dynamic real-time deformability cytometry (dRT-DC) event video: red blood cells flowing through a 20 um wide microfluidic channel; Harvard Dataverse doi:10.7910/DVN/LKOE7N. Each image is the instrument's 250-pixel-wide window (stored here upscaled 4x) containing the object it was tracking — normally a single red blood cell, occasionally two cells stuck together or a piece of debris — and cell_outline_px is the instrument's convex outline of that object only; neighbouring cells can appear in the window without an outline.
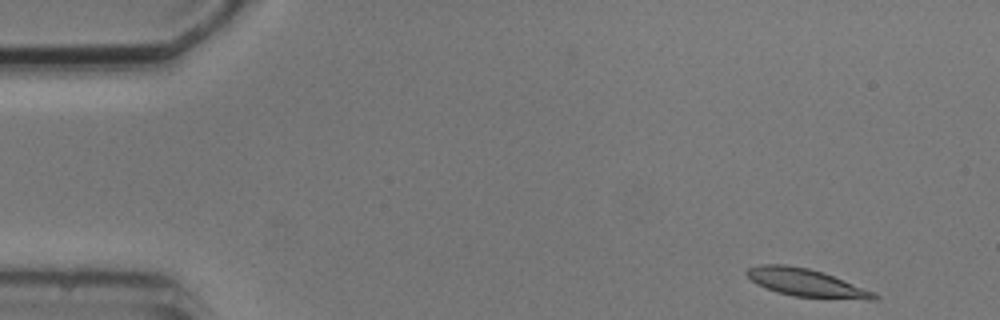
{"species": "common noctule bat (a hibernating species)", "species_latin": "Nyctalus noctula", "temperature_condition": "cold", "stored_images_in_passage": 4, "camera_frame_rate_fps": 3000, "um_per_image_px": 0.085, "animal": {"sex": "male", "body_mass_g": 20.5, "forearm_length_mm": 52.5}, "frame": {"image": 1, "passage_image": 1, "time_ms": 0.0, "image_size_px": [1000, 320], "cell_outline_px": [[880, 296], [876, 300], [868, 300], [792, 296], [776, 292], [764, 288], [756, 284], [744, 272], [748, 268], [760, 264], [784, 264], [808, 268], [824, 272], [876, 292]], "centroid_in_image_um": [68.55, 24.04], "position_along_channel_um": 16.4, "area_um2": 20.92}}
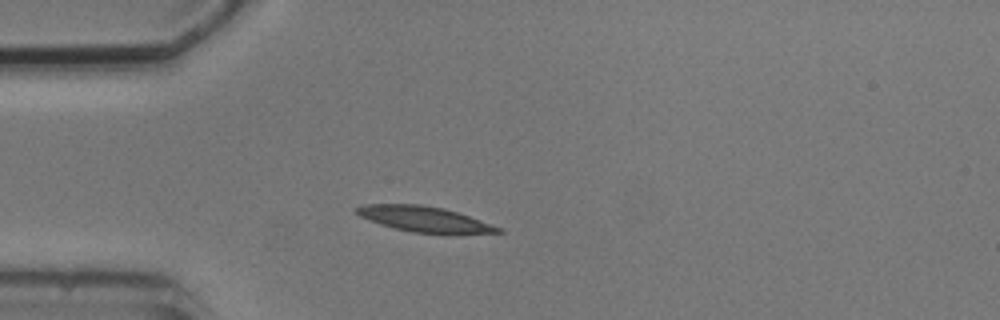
{"frame": {"image": 2, "passage_image": 4, "time_ms": 3.333, "image_size_px": [1000, 320], "cell_outline_px": [[504, 232], [412, 232], [380, 224], [368, 220], [360, 216], [356, 212], [356, 208], [364, 204], [420, 204], [444, 208], [504, 228]], "centroid_in_image_um": [36.01, 18.59], "position_along_channel_um": 49.0, "area_um2": 20.29}}